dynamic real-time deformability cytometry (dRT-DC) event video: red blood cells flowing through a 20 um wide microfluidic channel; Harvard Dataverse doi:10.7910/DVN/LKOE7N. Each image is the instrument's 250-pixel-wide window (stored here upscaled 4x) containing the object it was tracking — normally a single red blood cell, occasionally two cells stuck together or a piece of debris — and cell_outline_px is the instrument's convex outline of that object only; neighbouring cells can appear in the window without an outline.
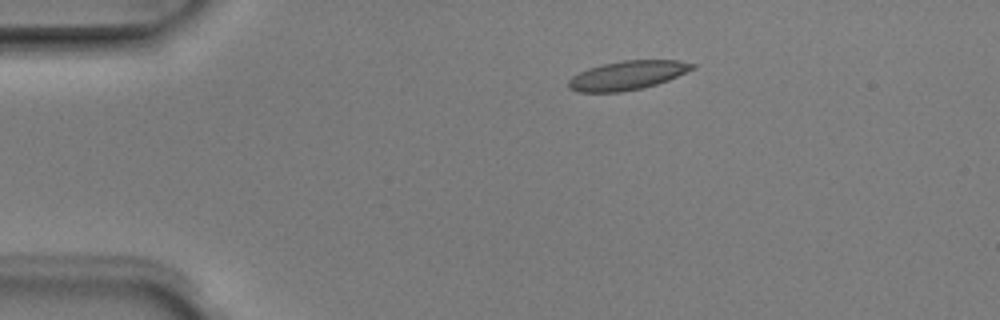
{"species": "Egyptian fruit bat (a non-hibernating species)", "species_latin": "Rousettus aegyptiacus", "temperature_condition": "room temperature", "stored_images_in_passage": 5, "camera_frame_rate_fps": 3000, "um_per_image_px": 0.085, "animal": {"sex": "male"}, "frame": {"image": 1, "passage_image": 3, "time_ms": 0.667, "image_size_px": [1000, 320], "cell_outline_px": [[696, 68], [668, 80], [656, 84], [640, 88], [620, 92], [576, 92], [568, 88], [568, 80], [572, 76], [588, 68], [604, 64], [624, 60], [680, 60], [696, 64]], "centroid_in_image_um": [53.33, 6.4], "position_along_channel_um": 31.7, "area_um2": 20.87}}
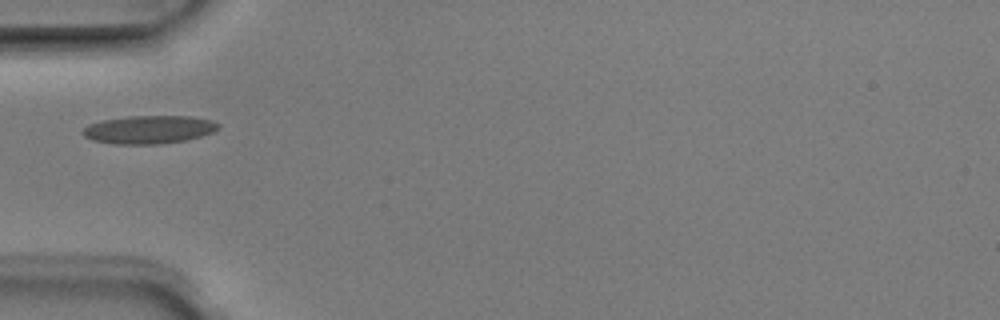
{"frame": {"image": 2, "passage_image": 5, "time_ms": 1.333, "image_size_px": [1000, 320], "cell_outline_px": [[220, 128], [212, 132], [200, 136], [184, 140], [160, 144], [116, 144], [92, 140], [84, 136], [80, 132], [88, 124], [100, 120], [128, 116], [192, 116], [212, 120], [220, 124]], "centroid_in_image_um": [12.64, 11.0], "position_along_channel_um": 72.4, "area_um2": 22.37}}